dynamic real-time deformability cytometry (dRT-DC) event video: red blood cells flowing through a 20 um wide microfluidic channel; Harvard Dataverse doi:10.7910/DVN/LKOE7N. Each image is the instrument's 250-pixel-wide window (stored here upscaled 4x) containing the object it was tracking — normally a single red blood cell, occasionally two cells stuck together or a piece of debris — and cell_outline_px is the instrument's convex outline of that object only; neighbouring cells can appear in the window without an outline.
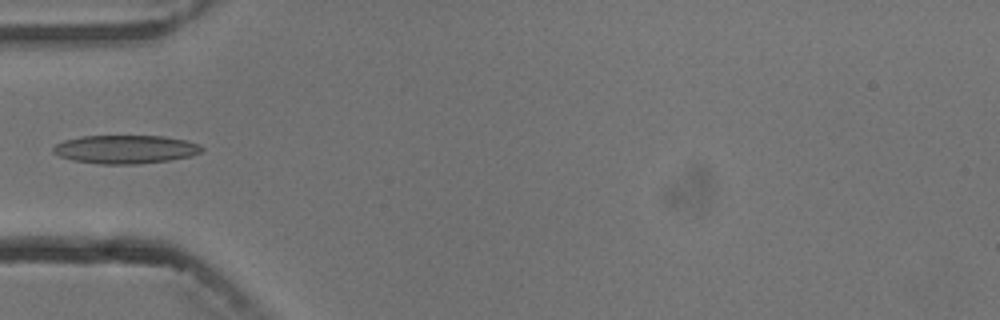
{"species": "common noctule bat (a hibernating species)", "species_latin": "Nyctalus noctula", "temperature_condition": "cold", "stored_images_in_passage": 7, "camera_frame_rate_fps": 3000, "um_per_image_px": 0.085, "animal": {"sex": "male", "body_mass_g": 13.3}, "frame": {"image": 1, "passage_image": 6, "time_ms": 5.667, "image_size_px": [1000, 320], "cell_outline_px": [[204, 148], [200, 152], [192, 156], [168, 160], [136, 164], [100, 164], [72, 160], [60, 156], [52, 152], [52, 148], [56, 144], [64, 140], [80, 136], [164, 136], [184, 140], [200, 144]], "centroid_in_image_um": [10.65, 12.69], "position_along_channel_um": 74.4, "area_um2": 24.62}}
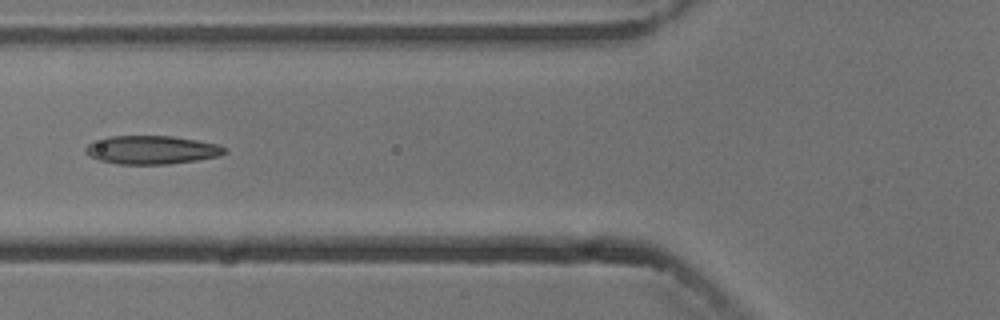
{"frame": {"image": 2, "passage_image": 7, "time_ms": 6.667, "image_size_px": [1000, 320], "cell_outline_px": [[228, 152], [216, 156], [196, 160], [168, 164], [116, 164], [100, 160], [88, 156], [84, 152], [84, 148], [88, 144], [108, 136], [172, 136], [220, 144]], "centroid_in_image_um": [12.86, 12.74], "position_along_channel_um": 112.9, "area_um2": 23.0}}